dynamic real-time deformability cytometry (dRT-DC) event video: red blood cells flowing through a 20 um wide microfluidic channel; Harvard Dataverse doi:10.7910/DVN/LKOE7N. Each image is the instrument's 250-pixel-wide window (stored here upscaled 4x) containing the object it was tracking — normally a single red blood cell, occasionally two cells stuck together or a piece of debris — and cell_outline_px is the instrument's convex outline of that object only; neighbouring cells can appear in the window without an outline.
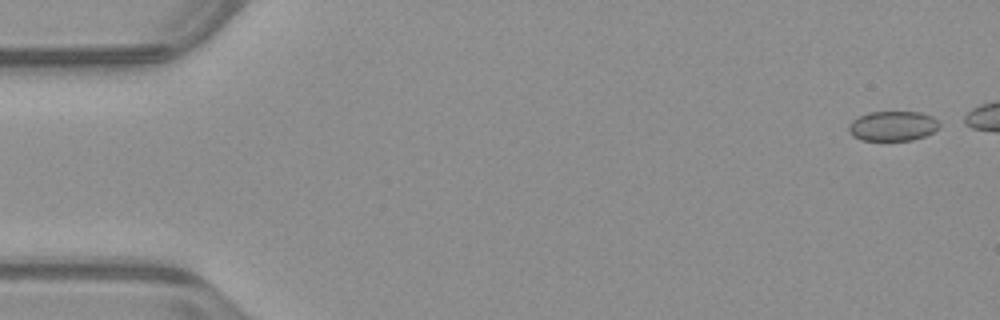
{"species": "common noctule bat (a hibernating species)", "species_latin": "Nyctalus noctula", "temperature_condition": "warm", "stored_images_in_passage": 43, "camera_frame_rate_fps": 3000, "um_per_image_px": 0.085, "animal": {"sex": "male", "body_mass_g": 23.1, "forearm_length_mm": 52.7}, "frame": {"image": 1, "passage_image": 2, "time_ms": 0.333, "image_size_px": [1000, 320], "cell_outline_px": [[940, 124], [932, 132], [924, 136], [912, 140], [860, 140], [852, 136], [848, 132], [848, 124], [852, 120], [868, 112], [920, 112], [932, 116]], "centroid_in_image_um": [75.83, 10.71], "position_along_channel_um": 9.2, "area_um2": 15.72}}
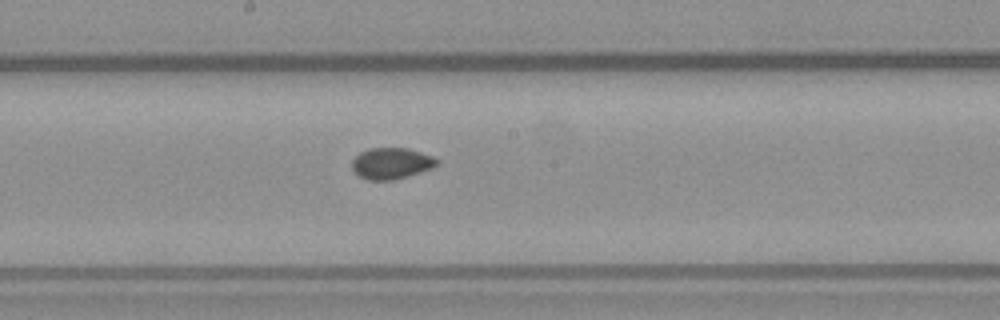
{"frame": {"image": 2, "passage_image": 28, "time_ms": 9.0, "image_size_px": [1000, 320], "cell_outline_px": [[440, 164], [432, 168], [420, 172], [392, 180], [368, 180], [360, 176], [352, 168], [352, 160], [360, 152], [368, 148], [408, 148], [432, 156], [440, 160]], "centroid_in_image_um": [33.28, 13.87], "position_along_channel_um": 214.9, "area_um2": 15.43}}
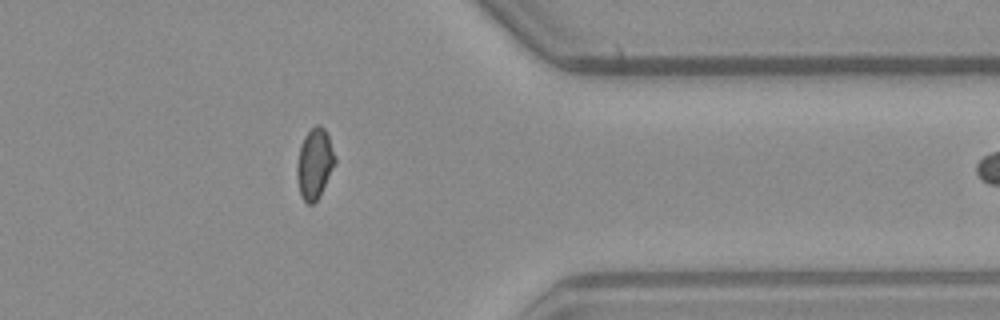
{"frame": {"image": 3, "passage_image": 42, "time_ms": 13.667, "image_size_px": [1000, 320], "cell_outline_px": [[336, 160], [320, 196], [312, 204], [308, 204], [300, 196], [296, 176], [296, 168], [300, 144], [304, 136], [316, 124], [320, 124], [324, 128], [328, 136], [336, 156]], "centroid_in_image_um": [26.72, 13.9], "position_along_channel_um": 384.7, "area_um2": 15.66}}